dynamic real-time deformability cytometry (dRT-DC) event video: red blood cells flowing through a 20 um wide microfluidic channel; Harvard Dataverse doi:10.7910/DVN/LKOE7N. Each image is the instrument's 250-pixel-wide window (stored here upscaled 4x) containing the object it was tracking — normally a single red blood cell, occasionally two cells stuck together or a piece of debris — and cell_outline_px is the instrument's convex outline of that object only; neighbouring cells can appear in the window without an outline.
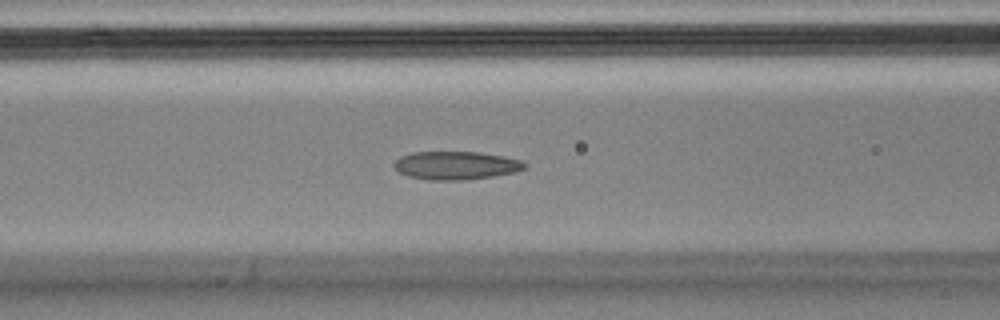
{"species": "Egyptian fruit bat (a non-hibernating species)", "species_latin": "Rousettus aegyptiacus", "temperature_condition": "cold", "stored_images_in_passage": 39, "camera_frame_rate_fps": 3000, "um_per_image_px": 0.085, "animal": {"sex": "male"}, "frame": {"image": 1, "passage_image": 14, "time_ms": 4.333, "image_size_px": [1000, 320], "cell_outline_px": [[528, 164], [524, 168], [516, 172], [492, 176], [464, 180], [428, 180], [408, 176], [400, 172], [392, 164], [400, 156], [412, 152], [476, 152], [504, 156], [520, 160]], "centroid_in_image_um": [38.75, 14.06], "position_along_channel_um": 127.9, "area_um2": 21.44}}
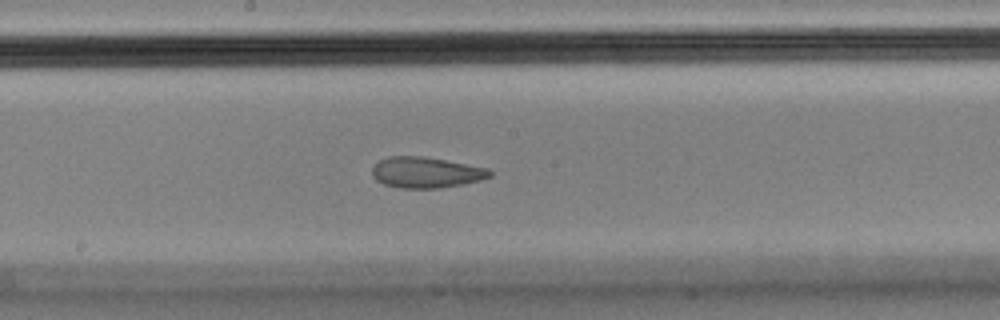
{"frame": {"image": 2, "passage_image": 21, "time_ms": 6.667, "image_size_px": [1000, 320], "cell_outline_px": [[492, 176], [480, 180], [440, 188], [400, 188], [384, 184], [376, 180], [372, 176], [372, 168], [380, 160], [388, 156], [420, 156], [444, 160], [488, 168], [492, 172]], "centroid_in_image_um": [36.19, 14.66], "position_along_channel_um": 212.0, "area_um2": 20.98}}
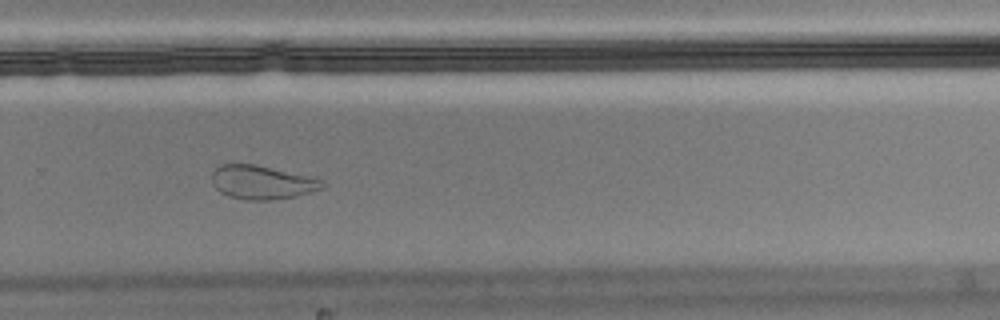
{"frame": {"image": 3, "passage_image": 29, "time_ms": 9.333, "image_size_px": [1000, 320], "cell_outline_px": [[328, 184], [324, 188], [312, 192], [296, 196], [272, 200], [248, 200], [228, 196], [220, 192], [212, 184], [212, 172], [220, 164], [256, 164], [324, 180]], "centroid_in_image_um": [22.29, 15.5], "position_along_channel_um": 307.5, "area_um2": 21.85}, "authors_computed_cell_mechanics": {"area_um2": 21.5594, "velocity_mm_per_s": 3.5981, "shape_relaxation_time_tau1_ms": null, "shape_relaxation_time_tau2_ms": 1.2121, "deformation_change_tau1": null, "deformation_change_tau2": 0.07}}